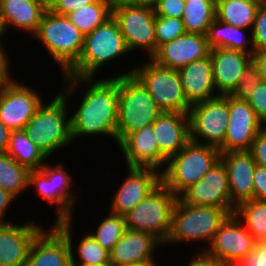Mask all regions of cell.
<instances>
[{
	"label": "cell",
	"instance_id": "cell-39",
	"mask_svg": "<svg viewBox=\"0 0 266 266\" xmlns=\"http://www.w3.org/2000/svg\"><path fill=\"white\" fill-rule=\"evenodd\" d=\"M254 51L266 50V4L259 5L251 31Z\"/></svg>",
	"mask_w": 266,
	"mask_h": 266
},
{
	"label": "cell",
	"instance_id": "cell-9",
	"mask_svg": "<svg viewBox=\"0 0 266 266\" xmlns=\"http://www.w3.org/2000/svg\"><path fill=\"white\" fill-rule=\"evenodd\" d=\"M140 65L132 69V74L147 88L162 112L189 113L191 105L177 70L161 67L150 58L145 65Z\"/></svg>",
	"mask_w": 266,
	"mask_h": 266
},
{
	"label": "cell",
	"instance_id": "cell-33",
	"mask_svg": "<svg viewBox=\"0 0 266 266\" xmlns=\"http://www.w3.org/2000/svg\"><path fill=\"white\" fill-rule=\"evenodd\" d=\"M113 2L114 0H99L66 16L86 36L112 17Z\"/></svg>",
	"mask_w": 266,
	"mask_h": 266
},
{
	"label": "cell",
	"instance_id": "cell-55",
	"mask_svg": "<svg viewBox=\"0 0 266 266\" xmlns=\"http://www.w3.org/2000/svg\"><path fill=\"white\" fill-rule=\"evenodd\" d=\"M250 1L257 3L258 5L266 4V0H250Z\"/></svg>",
	"mask_w": 266,
	"mask_h": 266
},
{
	"label": "cell",
	"instance_id": "cell-8",
	"mask_svg": "<svg viewBox=\"0 0 266 266\" xmlns=\"http://www.w3.org/2000/svg\"><path fill=\"white\" fill-rule=\"evenodd\" d=\"M177 199L161 182L124 215L126 229L151 233L165 245L171 231L172 213Z\"/></svg>",
	"mask_w": 266,
	"mask_h": 266
},
{
	"label": "cell",
	"instance_id": "cell-29",
	"mask_svg": "<svg viewBox=\"0 0 266 266\" xmlns=\"http://www.w3.org/2000/svg\"><path fill=\"white\" fill-rule=\"evenodd\" d=\"M71 219L54 222V226L68 239L72 252V266H86L109 262V251L103 248L90 234L83 236L77 246L78 261L73 251Z\"/></svg>",
	"mask_w": 266,
	"mask_h": 266
},
{
	"label": "cell",
	"instance_id": "cell-10",
	"mask_svg": "<svg viewBox=\"0 0 266 266\" xmlns=\"http://www.w3.org/2000/svg\"><path fill=\"white\" fill-rule=\"evenodd\" d=\"M188 114L190 140L220 149L229 121V95H218L195 103L191 105Z\"/></svg>",
	"mask_w": 266,
	"mask_h": 266
},
{
	"label": "cell",
	"instance_id": "cell-35",
	"mask_svg": "<svg viewBox=\"0 0 266 266\" xmlns=\"http://www.w3.org/2000/svg\"><path fill=\"white\" fill-rule=\"evenodd\" d=\"M30 170L21 166L10 155L0 153V187L17 197L28 189Z\"/></svg>",
	"mask_w": 266,
	"mask_h": 266
},
{
	"label": "cell",
	"instance_id": "cell-42",
	"mask_svg": "<svg viewBox=\"0 0 266 266\" xmlns=\"http://www.w3.org/2000/svg\"><path fill=\"white\" fill-rule=\"evenodd\" d=\"M185 0H160L154 8L156 16L182 18Z\"/></svg>",
	"mask_w": 266,
	"mask_h": 266
},
{
	"label": "cell",
	"instance_id": "cell-18",
	"mask_svg": "<svg viewBox=\"0 0 266 266\" xmlns=\"http://www.w3.org/2000/svg\"><path fill=\"white\" fill-rule=\"evenodd\" d=\"M209 53L206 35L186 32L161 45L150 59L161 67L178 70Z\"/></svg>",
	"mask_w": 266,
	"mask_h": 266
},
{
	"label": "cell",
	"instance_id": "cell-32",
	"mask_svg": "<svg viewBox=\"0 0 266 266\" xmlns=\"http://www.w3.org/2000/svg\"><path fill=\"white\" fill-rule=\"evenodd\" d=\"M216 19V0H185L182 21L187 33L206 35Z\"/></svg>",
	"mask_w": 266,
	"mask_h": 266
},
{
	"label": "cell",
	"instance_id": "cell-19",
	"mask_svg": "<svg viewBox=\"0 0 266 266\" xmlns=\"http://www.w3.org/2000/svg\"><path fill=\"white\" fill-rule=\"evenodd\" d=\"M42 228L34 221L22 225L0 223V266H24Z\"/></svg>",
	"mask_w": 266,
	"mask_h": 266
},
{
	"label": "cell",
	"instance_id": "cell-27",
	"mask_svg": "<svg viewBox=\"0 0 266 266\" xmlns=\"http://www.w3.org/2000/svg\"><path fill=\"white\" fill-rule=\"evenodd\" d=\"M177 71L186 100L190 105L219 95L215 92L210 54L201 60L187 64Z\"/></svg>",
	"mask_w": 266,
	"mask_h": 266
},
{
	"label": "cell",
	"instance_id": "cell-21",
	"mask_svg": "<svg viewBox=\"0 0 266 266\" xmlns=\"http://www.w3.org/2000/svg\"><path fill=\"white\" fill-rule=\"evenodd\" d=\"M220 161L227 171L231 204L236 208L240 203L253 199V173L256 163L249 150L221 153Z\"/></svg>",
	"mask_w": 266,
	"mask_h": 266
},
{
	"label": "cell",
	"instance_id": "cell-36",
	"mask_svg": "<svg viewBox=\"0 0 266 266\" xmlns=\"http://www.w3.org/2000/svg\"><path fill=\"white\" fill-rule=\"evenodd\" d=\"M126 230L125 217L111 213L102 219L97 230L89 234L105 249L110 251L120 240Z\"/></svg>",
	"mask_w": 266,
	"mask_h": 266
},
{
	"label": "cell",
	"instance_id": "cell-23",
	"mask_svg": "<svg viewBox=\"0 0 266 266\" xmlns=\"http://www.w3.org/2000/svg\"><path fill=\"white\" fill-rule=\"evenodd\" d=\"M49 229L36 237L24 266H72L68 239L55 226Z\"/></svg>",
	"mask_w": 266,
	"mask_h": 266
},
{
	"label": "cell",
	"instance_id": "cell-45",
	"mask_svg": "<svg viewBox=\"0 0 266 266\" xmlns=\"http://www.w3.org/2000/svg\"><path fill=\"white\" fill-rule=\"evenodd\" d=\"M253 184V199L257 201H266V167L256 164L253 173Z\"/></svg>",
	"mask_w": 266,
	"mask_h": 266
},
{
	"label": "cell",
	"instance_id": "cell-15",
	"mask_svg": "<svg viewBox=\"0 0 266 266\" xmlns=\"http://www.w3.org/2000/svg\"><path fill=\"white\" fill-rule=\"evenodd\" d=\"M179 198L187 204L222 208L230 215L235 212L231 204L227 171L220 160Z\"/></svg>",
	"mask_w": 266,
	"mask_h": 266
},
{
	"label": "cell",
	"instance_id": "cell-24",
	"mask_svg": "<svg viewBox=\"0 0 266 266\" xmlns=\"http://www.w3.org/2000/svg\"><path fill=\"white\" fill-rule=\"evenodd\" d=\"M125 157V166L153 168L160 172V149L153 125L128 133L118 143Z\"/></svg>",
	"mask_w": 266,
	"mask_h": 266
},
{
	"label": "cell",
	"instance_id": "cell-16",
	"mask_svg": "<svg viewBox=\"0 0 266 266\" xmlns=\"http://www.w3.org/2000/svg\"><path fill=\"white\" fill-rule=\"evenodd\" d=\"M264 127L247 101L229 95V121L220 153L249 150Z\"/></svg>",
	"mask_w": 266,
	"mask_h": 266
},
{
	"label": "cell",
	"instance_id": "cell-31",
	"mask_svg": "<svg viewBox=\"0 0 266 266\" xmlns=\"http://www.w3.org/2000/svg\"><path fill=\"white\" fill-rule=\"evenodd\" d=\"M6 153L30 171L39 170L47 160L23 129L10 132Z\"/></svg>",
	"mask_w": 266,
	"mask_h": 266
},
{
	"label": "cell",
	"instance_id": "cell-34",
	"mask_svg": "<svg viewBox=\"0 0 266 266\" xmlns=\"http://www.w3.org/2000/svg\"><path fill=\"white\" fill-rule=\"evenodd\" d=\"M234 215L242 221L256 242L266 241V201L252 199L242 202L235 208Z\"/></svg>",
	"mask_w": 266,
	"mask_h": 266
},
{
	"label": "cell",
	"instance_id": "cell-38",
	"mask_svg": "<svg viewBox=\"0 0 266 266\" xmlns=\"http://www.w3.org/2000/svg\"><path fill=\"white\" fill-rule=\"evenodd\" d=\"M261 82L262 77L251 63L243 72L238 85L230 95L238 100L247 101L251 96V91Z\"/></svg>",
	"mask_w": 266,
	"mask_h": 266
},
{
	"label": "cell",
	"instance_id": "cell-51",
	"mask_svg": "<svg viewBox=\"0 0 266 266\" xmlns=\"http://www.w3.org/2000/svg\"><path fill=\"white\" fill-rule=\"evenodd\" d=\"M131 6L149 7L154 9L160 0H115Z\"/></svg>",
	"mask_w": 266,
	"mask_h": 266
},
{
	"label": "cell",
	"instance_id": "cell-11",
	"mask_svg": "<svg viewBox=\"0 0 266 266\" xmlns=\"http://www.w3.org/2000/svg\"><path fill=\"white\" fill-rule=\"evenodd\" d=\"M72 177L67 173L63 164L50 166L44 164L39 170L29 173L28 187H33L38 195L49 205H56V221L72 220L73 206L77 200V193L72 191Z\"/></svg>",
	"mask_w": 266,
	"mask_h": 266
},
{
	"label": "cell",
	"instance_id": "cell-25",
	"mask_svg": "<svg viewBox=\"0 0 266 266\" xmlns=\"http://www.w3.org/2000/svg\"><path fill=\"white\" fill-rule=\"evenodd\" d=\"M161 245L164 246L151 233L126 229L120 240L109 251V262L113 266H132L150 261L154 259L153 251Z\"/></svg>",
	"mask_w": 266,
	"mask_h": 266
},
{
	"label": "cell",
	"instance_id": "cell-54",
	"mask_svg": "<svg viewBox=\"0 0 266 266\" xmlns=\"http://www.w3.org/2000/svg\"><path fill=\"white\" fill-rule=\"evenodd\" d=\"M86 266H113L110 262L102 263V264H95V265H86Z\"/></svg>",
	"mask_w": 266,
	"mask_h": 266
},
{
	"label": "cell",
	"instance_id": "cell-22",
	"mask_svg": "<svg viewBox=\"0 0 266 266\" xmlns=\"http://www.w3.org/2000/svg\"><path fill=\"white\" fill-rule=\"evenodd\" d=\"M209 54L216 92L219 95H230L245 69L252 63V55L223 48L210 49Z\"/></svg>",
	"mask_w": 266,
	"mask_h": 266
},
{
	"label": "cell",
	"instance_id": "cell-17",
	"mask_svg": "<svg viewBox=\"0 0 266 266\" xmlns=\"http://www.w3.org/2000/svg\"><path fill=\"white\" fill-rule=\"evenodd\" d=\"M128 177L112 197L110 212L125 215L161 183V172L153 168L127 167Z\"/></svg>",
	"mask_w": 266,
	"mask_h": 266
},
{
	"label": "cell",
	"instance_id": "cell-37",
	"mask_svg": "<svg viewBox=\"0 0 266 266\" xmlns=\"http://www.w3.org/2000/svg\"><path fill=\"white\" fill-rule=\"evenodd\" d=\"M185 33L182 18L155 16L156 51L161 45Z\"/></svg>",
	"mask_w": 266,
	"mask_h": 266
},
{
	"label": "cell",
	"instance_id": "cell-52",
	"mask_svg": "<svg viewBox=\"0 0 266 266\" xmlns=\"http://www.w3.org/2000/svg\"><path fill=\"white\" fill-rule=\"evenodd\" d=\"M132 266H159V265L156 263V261L152 259L150 261L133 264Z\"/></svg>",
	"mask_w": 266,
	"mask_h": 266
},
{
	"label": "cell",
	"instance_id": "cell-26",
	"mask_svg": "<svg viewBox=\"0 0 266 266\" xmlns=\"http://www.w3.org/2000/svg\"><path fill=\"white\" fill-rule=\"evenodd\" d=\"M47 10L36 0H0V35L2 39L5 31L11 26L33 35Z\"/></svg>",
	"mask_w": 266,
	"mask_h": 266
},
{
	"label": "cell",
	"instance_id": "cell-20",
	"mask_svg": "<svg viewBox=\"0 0 266 266\" xmlns=\"http://www.w3.org/2000/svg\"><path fill=\"white\" fill-rule=\"evenodd\" d=\"M160 149V171L167 160L178 154L190 141L188 113L162 112L152 123ZM162 169V170H161Z\"/></svg>",
	"mask_w": 266,
	"mask_h": 266
},
{
	"label": "cell",
	"instance_id": "cell-44",
	"mask_svg": "<svg viewBox=\"0 0 266 266\" xmlns=\"http://www.w3.org/2000/svg\"><path fill=\"white\" fill-rule=\"evenodd\" d=\"M249 151L257 165L266 167V127L252 141Z\"/></svg>",
	"mask_w": 266,
	"mask_h": 266
},
{
	"label": "cell",
	"instance_id": "cell-48",
	"mask_svg": "<svg viewBox=\"0 0 266 266\" xmlns=\"http://www.w3.org/2000/svg\"><path fill=\"white\" fill-rule=\"evenodd\" d=\"M15 196H13L10 192L5 191L0 187V223H9L8 221L4 218L6 210L10 208V205H12V201L15 200Z\"/></svg>",
	"mask_w": 266,
	"mask_h": 266
},
{
	"label": "cell",
	"instance_id": "cell-6",
	"mask_svg": "<svg viewBox=\"0 0 266 266\" xmlns=\"http://www.w3.org/2000/svg\"><path fill=\"white\" fill-rule=\"evenodd\" d=\"M43 43L48 54L55 60L64 75L80 58L84 35L65 15L49 9L43 15L37 31L33 34Z\"/></svg>",
	"mask_w": 266,
	"mask_h": 266
},
{
	"label": "cell",
	"instance_id": "cell-49",
	"mask_svg": "<svg viewBox=\"0 0 266 266\" xmlns=\"http://www.w3.org/2000/svg\"><path fill=\"white\" fill-rule=\"evenodd\" d=\"M252 63L257 68L262 80H266V50L254 51L252 54Z\"/></svg>",
	"mask_w": 266,
	"mask_h": 266
},
{
	"label": "cell",
	"instance_id": "cell-30",
	"mask_svg": "<svg viewBox=\"0 0 266 266\" xmlns=\"http://www.w3.org/2000/svg\"><path fill=\"white\" fill-rule=\"evenodd\" d=\"M259 5L250 0H216V18L226 24L252 31Z\"/></svg>",
	"mask_w": 266,
	"mask_h": 266
},
{
	"label": "cell",
	"instance_id": "cell-50",
	"mask_svg": "<svg viewBox=\"0 0 266 266\" xmlns=\"http://www.w3.org/2000/svg\"><path fill=\"white\" fill-rule=\"evenodd\" d=\"M10 132L11 130L0 120V153H5L8 149Z\"/></svg>",
	"mask_w": 266,
	"mask_h": 266
},
{
	"label": "cell",
	"instance_id": "cell-2",
	"mask_svg": "<svg viewBox=\"0 0 266 266\" xmlns=\"http://www.w3.org/2000/svg\"><path fill=\"white\" fill-rule=\"evenodd\" d=\"M62 84L65 86L64 90H59L60 92L47 104L43 102L23 129L48 159L52 156L51 153L73 142L71 122L67 115V103H70L68 99L73 91L64 82Z\"/></svg>",
	"mask_w": 266,
	"mask_h": 266
},
{
	"label": "cell",
	"instance_id": "cell-28",
	"mask_svg": "<svg viewBox=\"0 0 266 266\" xmlns=\"http://www.w3.org/2000/svg\"><path fill=\"white\" fill-rule=\"evenodd\" d=\"M245 32H247L246 28H238L216 18L206 33L208 47L230 49L252 55L254 52L252 38L250 37V40L245 38ZM247 46H250V49H247Z\"/></svg>",
	"mask_w": 266,
	"mask_h": 266
},
{
	"label": "cell",
	"instance_id": "cell-4",
	"mask_svg": "<svg viewBox=\"0 0 266 266\" xmlns=\"http://www.w3.org/2000/svg\"><path fill=\"white\" fill-rule=\"evenodd\" d=\"M129 53L118 22L110 17L84 36L79 60L62 76L94 77L100 67Z\"/></svg>",
	"mask_w": 266,
	"mask_h": 266
},
{
	"label": "cell",
	"instance_id": "cell-43",
	"mask_svg": "<svg viewBox=\"0 0 266 266\" xmlns=\"http://www.w3.org/2000/svg\"><path fill=\"white\" fill-rule=\"evenodd\" d=\"M98 1L99 0H55L49 7V10L56 14L66 16L84 6Z\"/></svg>",
	"mask_w": 266,
	"mask_h": 266
},
{
	"label": "cell",
	"instance_id": "cell-7",
	"mask_svg": "<svg viewBox=\"0 0 266 266\" xmlns=\"http://www.w3.org/2000/svg\"><path fill=\"white\" fill-rule=\"evenodd\" d=\"M229 215L225 209L187 204L178 197L172 213L171 231L165 244L204 240L209 246Z\"/></svg>",
	"mask_w": 266,
	"mask_h": 266
},
{
	"label": "cell",
	"instance_id": "cell-47",
	"mask_svg": "<svg viewBox=\"0 0 266 266\" xmlns=\"http://www.w3.org/2000/svg\"><path fill=\"white\" fill-rule=\"evenodd\" d=\"M189 263H185L187 266H226L216 258L211 257L205 251H201L200 254L195 253V256L191 258ZM185 265V266H186Z\"/></svg>",
	"mask_w": 266,
	"mask_h": 266
},
{
	"label": "cell",
	"instance_id": "cell-13",
	"mask_svg": "<svg viewBox=\"0 0 266 266\" xmlns=\"http://www.w3.org/2000/svg\"><path fill=\"white\" fill-rule=\"evenodd\" d=\"M255 244L254 236L232 214L220 225L213 240L203 251L226 266H231L236 260L253 251Z\"/></svg>",
	"mask_w": 266,
	"mask_h": 266
},
{
	"label": "cell",
	"instance_id": "cell-12",
	"mask_svg": "<svg viewBox=\"0 0 266 266\" xmlns=\"http://www.w3.org/2000/svg\"><path fill=\"white\" fill-rule=\"evenodd\" d=\"M112 16L118 22L127 49H141L151 58L156 53L155 12L149 7L131 6L114 0Z\"/></svg>",
	"mask_w": 266,
	"mask_h": 266
},
{
	"label": "cell",
	"instance_id": "cell-46",
	"mask_svg": "<svg viewBox=\"0 0 266 266\" xmlns=\"http://www.w3.org/2000/svg\"><path fill=\"white\" fill-rule=\"evenodd\" d=\"M2 36L0 35V38ZM2 40V39H0ZM5 49L3 48L2 42L0 43V89L10 85L16 79L13 78L11 72L9 71L11 67L9 65L8 54H6ZM12 76V77H11Z\"/></svg>",
	"mask_w": 266,
	"mask_h": 266
},
{
	"label": "cell",
	"instance_id": "cell-14",
	"mask_svg": "<svg viewBox=\"0 0 266 266\" xmlns=\"http://www.w3.org/2000/svg\"><path fill=\"white\" fill-rule=\"evenodd\" d=\"M17 79L0 89V120L13 130H22L43 103L38 90Z\"/></svg>",
	"mask_w": 266,
	"mask_h": 266
},
{
	"label": "cell",
	"instance_id": "cell-53",
	"mask_svg": "<svg viewBox=\"0 0 266 266\" xmlns=\"http://www.w3.org/2000/svg\"><path fill=\"white\" fill-rule=\"evenodd\" d=\"M37 2H40L43 4L47 9L53 4L55 0H36Z\"/></svg>",
	"mask_w": 266,
	"mask_h": 266
},
{
	"label": "cell",
	"instance_id": "cell-41",
	"mask_svg": "<svg viewBox=\"0 0 266 266\" xmlns=\"http://www.w3.org/2000/svg\"><path fill=\"white\" fill-rule=\"evenodd\" d=\"M231 266H266V241L256 242L253 251L236 260Z\"/></svg>",
	"mask_w": 266,
	"mask_h": 266
},
{
	"label": "cell",
	"instance_id": "cell-1",
	"mask_svg": "<svg viewBox=\"0 0 266 266\" xmlns=\"http://www.w3.org/2000/svg\"><path fill=\"white\" fill-rule=\"evenodd\" d=\"M94 79L75 76H63L61 79L72 90L79 84L87 87L78 109L70 116L73 142L85 135H106L116 141L119 76Z\"/></svg>",
	"mask_w": 266,
	"mask_h": 266
},
{
	"label": "cell",
	"instance_id": "cell-3",
	"mask_svg": "<svg viewBox=\"0 0 266 266\" xmlns=\"http://www.w3.org/2000/svg\"><path fill=\"white\" fill-rule=\"evenodd\" d=\"M119 76L118 118L116 143L128 133L152 124L162 113L147 88L133 74L132 70Z\"/></svg>",
	"mask_w": 266,
	"mask_h": 266
},
{
	"label": "cell",
	"instance_id": "cell-5",
	"mask_svg": "<svg viewBox=\"0 0 266 266\" xmlns=\"http://www.w3.org/2000/svg\"><path fill=\"white\" fill-rule=\"evenodd\" d=\"M219 149L191 140L167 160L161 172V182L179 197L197 183L220 160Z\"/></svg>",
	"mask_w": 266,
	"mask_h": 266
},
{
	"label": "cell",
	"instance_id": "cell-40",
	"mask_svg": "<svg viewBox=\"0 0 266 266\" xmlns=\"http://www.w3.org/2000/svg\"><path fill=\"white\" fill-rule=\"evenodd\" d=\"M247 102L255 111L257 118L266 127V80H262V82L251 91V96Z\"/></svg>",
	"mask_w": 266,
	"mask_h": 266
}]
</instances>
